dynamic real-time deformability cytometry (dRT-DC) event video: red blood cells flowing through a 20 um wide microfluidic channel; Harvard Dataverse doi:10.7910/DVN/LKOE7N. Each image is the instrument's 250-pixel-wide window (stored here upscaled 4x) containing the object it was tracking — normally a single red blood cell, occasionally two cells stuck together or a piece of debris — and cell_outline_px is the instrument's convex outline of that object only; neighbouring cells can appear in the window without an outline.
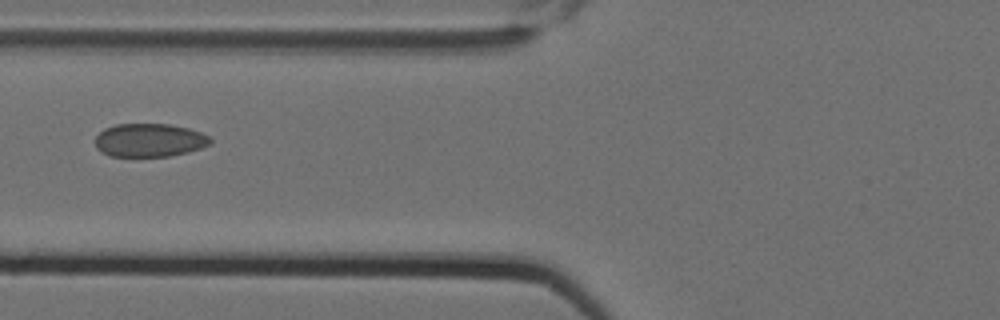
{"species": "Egyptian fruit bat (a non-hibernating species)", "species_latin": "Rousettus aegyptiacus", "temperature_condition": "cold", "stored_images_in_passage": 7, "camera_frame_rate_fps": 3000, "um_per_image_px": 0.085, "animal": {"sex": "female"}, "frame": {"image": 1, "passage_image": 4, "time_ms": 1.0, "image_size_px": [1000, 320], "cell_outline_px": [[212, 144], [188, 152], [168, 156], [108, 156], [96, 148], [96, 136], [104, 128], [116, 124], [168, 124], [188, 128], [200, 132], [208, 136], [212, 140]], "centroid_in_image_um": [12.7, 11.91], "position_along_channel_um": 113.1, "area_um2": 22.37}}
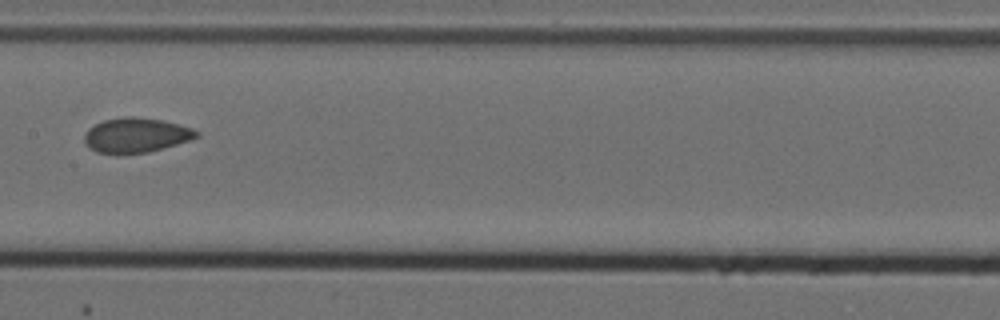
{"frame": {"image": 2, "passage_image": 6, "time_ms": 1.667, "image_size_px": [1000, 320], "cell_outline_px": [[200, 136], [192, 140], [148, 152], [120, 156], [116, 156], [96, 152], [88, 148], [84, 144], [84, 132], [88, 128], [104, 120], [124, 116], [132, 116], [160, 120], [192, 128], [200, 132]], "centroid_in_image_um": [11.51, 11.53], "position_along_channel_um": 195.9, "area_um2": 23.29}}
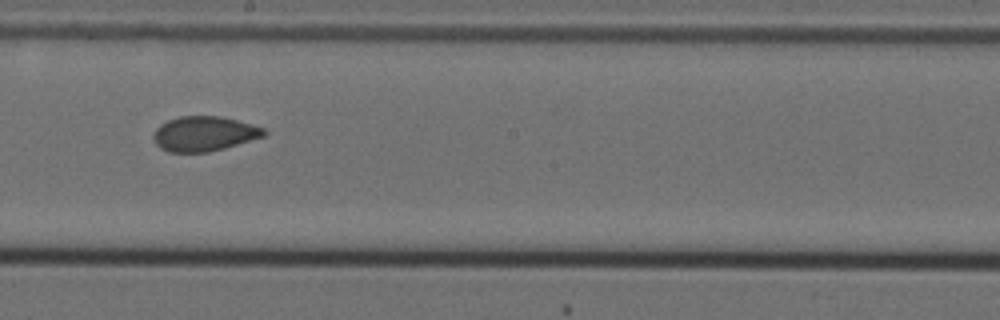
{"frame": {"image": 3, "passage_image": 7, "time_ms": 2.0, "image_size_px": [1000, 320], "cell_outline_px": [[268, 132], [264, 136], [224, 148], [208, 152], [168, 152], [160, 148], [156, 144], [152, 136], [156, 128], [160, 124], [168, 120], [180, 116], [220, 116], [252, 124], [264, 128]], "centroid_in_image_um": [17.33, 11.36], "position_along_channel_um": 230.9, "area_um2": 22.43}}